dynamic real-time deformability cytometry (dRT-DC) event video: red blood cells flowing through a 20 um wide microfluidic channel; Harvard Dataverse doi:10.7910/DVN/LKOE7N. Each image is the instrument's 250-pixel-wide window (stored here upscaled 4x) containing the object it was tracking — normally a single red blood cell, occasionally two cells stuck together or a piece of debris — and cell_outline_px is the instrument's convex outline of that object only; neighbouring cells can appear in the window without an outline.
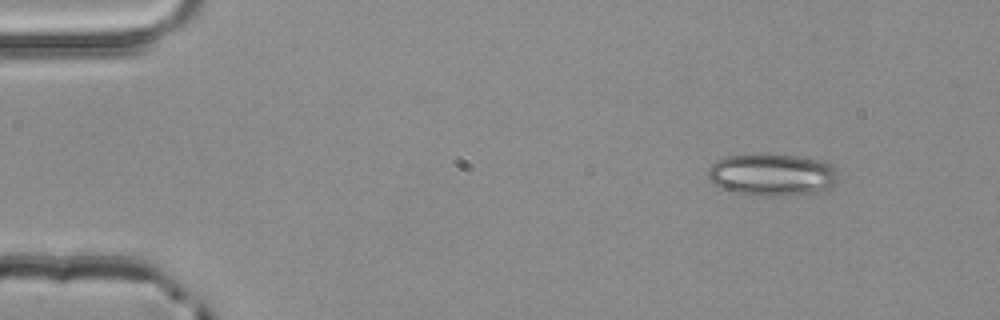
{"species": "common noctule bat (a hibernating species)", "species_latin": "Nyctalus noctula", "temperature_condition": "room temperature", "stored_images_in_passage": 3, "camera_frame_rate_fps": 3000, "um_per_image_px": 0.085, "animal": {"sex": "male", "body_mass_g": 20.4}, "frame": {"image": 1, "passage_image": 1, "time_ms": 0.0, "image_size_px": [1000, 320], "cell_outline_px": [[836, 184], [832, 188], [824, 192], [736, 192], [712, 184], [708, 176], [708, 168], [716, 160], [728, 156], [796, 156], [824, 160], [832, 164], [836, 168]], "centroid_in_image_um": [65.68, 14.81], "position_along_channel_um": 19.3, "area_um2": 30.29}}